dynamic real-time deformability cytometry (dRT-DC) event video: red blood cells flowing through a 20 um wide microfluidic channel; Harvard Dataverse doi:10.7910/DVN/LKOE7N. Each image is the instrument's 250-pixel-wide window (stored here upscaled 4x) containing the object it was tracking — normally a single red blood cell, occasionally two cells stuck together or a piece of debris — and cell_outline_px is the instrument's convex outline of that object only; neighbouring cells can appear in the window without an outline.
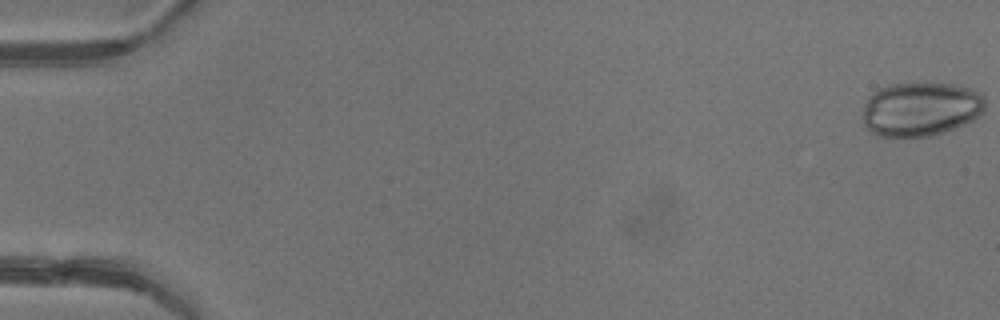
{"species": "common noctule bat (a hibernating species)", "species_latin": "Nyctalus noctula", "temperature_condition": "warm", "stored_images_in_passage": 5, "camera_frame_rate_fps": 3000, "um_per_image_px": 0.085, "animal": {"sex": "female"}, "frame": {"image": 1, "passage_image": 1, "time_ms": 0.0, "image_size_px": [1000, 320], "cell_outline_px": [[984, 108], [972, 120], [964, 124], [936, 136], [876, 136], [868, 132], [864, 124], [864, 104], [868, 96], [872, 92], [880, 88], [892, 84], [952, 84], [972, 88], [984, 96]], "centroid_in_image_um": [78.23, 9.29], "position_along_channel_um": 6.8, "area_um2": 38.55}}